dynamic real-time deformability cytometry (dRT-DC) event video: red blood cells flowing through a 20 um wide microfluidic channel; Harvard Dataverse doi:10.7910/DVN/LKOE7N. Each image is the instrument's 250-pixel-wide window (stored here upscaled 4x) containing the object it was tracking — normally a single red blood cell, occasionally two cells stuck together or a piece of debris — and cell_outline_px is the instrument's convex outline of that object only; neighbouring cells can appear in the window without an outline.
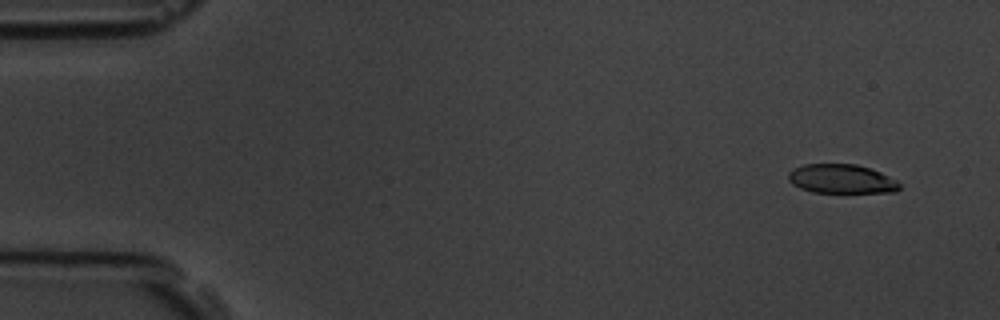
{"species": "common noctule bat (a hibernating species)", "species_latin": "Nyctalus noctula", "temperature_condition": "room temperature", "stored_images_in_passage": 6, "camera_frame_rate_fps": 3000, "um_per_image_px": 0.085, "animal": {"sex": "male", "body_mass_g": 19.5, "forearm_length_mm": 54.6}, "frame": {"image": 1, "passage_image": 2, "time_ms": 1.0, "image_size_px": [1000, 320], "cell_outline_px": [[900, 188], [896, 192], [812, 192], [800, 188], [792, 184], [788, 180], [788, 172], [792, 168], [804, 164], [856, 164], [880, 172], [896, 180], [900, 184]], "centroid_in_image_um": [71.49, 15.2], "position_along_channel_um": 13.5, "area_um2": 18.84}}